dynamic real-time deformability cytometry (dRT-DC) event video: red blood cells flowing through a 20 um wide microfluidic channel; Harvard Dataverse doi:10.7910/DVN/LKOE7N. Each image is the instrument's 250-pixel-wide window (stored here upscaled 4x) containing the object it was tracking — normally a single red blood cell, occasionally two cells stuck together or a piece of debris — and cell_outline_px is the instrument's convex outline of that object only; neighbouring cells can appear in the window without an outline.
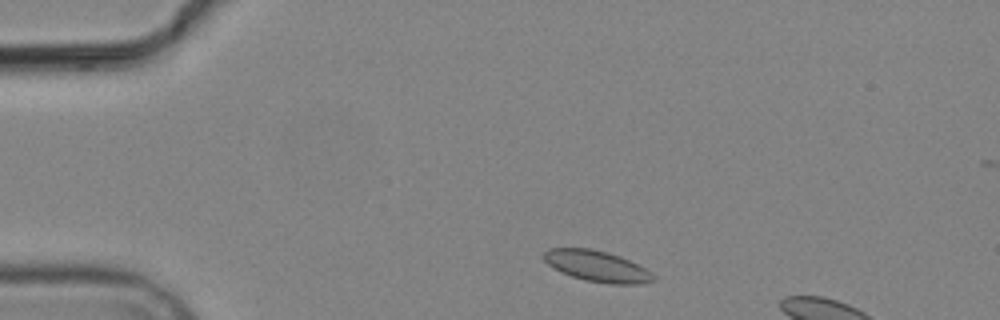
{"species": "common noctule bat (a hibernating species)", "species_latin": "Nyctalus noctula", "temperature_condition": "cold", "stored_images_in_passage": 3, "camera_frame_rate_fps": 3000, "um_per_image_px": 0.085, "animal": {"sex": "male", "body_mass_g": 19.2, "forearm_length_mm": 51.8}, "frame": {"image": 1, "passage_image": 1, "time_ms": 0.0, "image_size_px": [1000, 320], "cell_outline_px": [[656, 280], [640, 284], [608, 284], [584, 280], [572, 276], [548, 264], [544, 260], [544, 252], [548, 248], [592, 248], [608, 252], [620, 256], [652, 272], [656, 276]], "centroid_in_image_um": [50.78, 22.62], "position_along_channel_um": 34.2, "area_um2": 19.71}}